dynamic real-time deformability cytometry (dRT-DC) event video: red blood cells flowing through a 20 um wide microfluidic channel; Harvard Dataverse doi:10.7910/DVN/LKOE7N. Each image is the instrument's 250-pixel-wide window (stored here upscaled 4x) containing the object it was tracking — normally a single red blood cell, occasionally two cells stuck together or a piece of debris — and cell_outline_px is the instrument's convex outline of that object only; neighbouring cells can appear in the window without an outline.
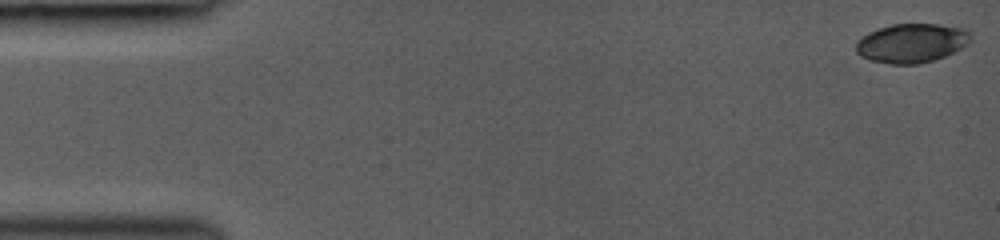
{"species": "common noctule bat (a hibernating species)", "species_latin": "Nyctalus noctula", "temperature_condition": "room temperature", "stored_images_in_passage": 45, "camera_frame_rate_fps": 3000, "um_per_image_px": 0.085, "animal": {"sex": "female", "body_mass_g": 19.0, "forearm_length_mm": 53.3}, "frame": {"image": 1, "passage_image": 1, "time_ms": 0.0, "image_size_px": [1000, 240], "cell_outline_px": [[972, 40], [968, 44], [944, 56], [932, 60], [916, 64], [888, 64], [872, 60], [860, 56], [856, 52], [856, 40], [868, 32], [892, 24], [936, 24], [964, 28], [972, 36]], "centroid_in_image_um": [77.47, 3.66], "position_along_channel_um": 7.5, "area_um2": 26.07}}
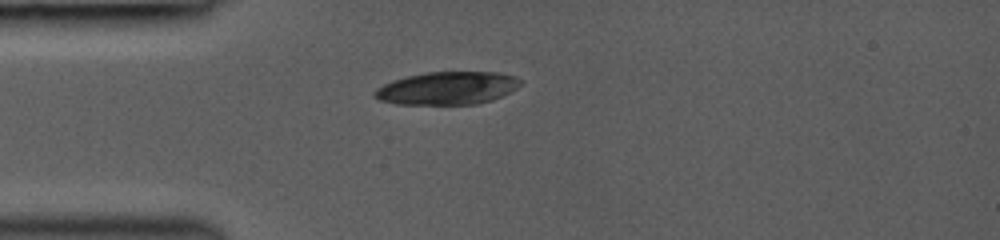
{"frame": {"image": 2, "passage_image": 13, "time_ms": 4.0, "image_size_px": [1000, 240], "cell_outline_px": [[524, 80], [512, 92], [492, 100], [476, 104], [396, 104], [380, 100], [372, 96], [372, 92], [376, 88], [392, 80], [424, 72], [500, 72], [516, 76]], "centroid_in_image_um": [38.04, 7.49], "position_along_channel_um": 47.0, "area_um2": 28.21}}
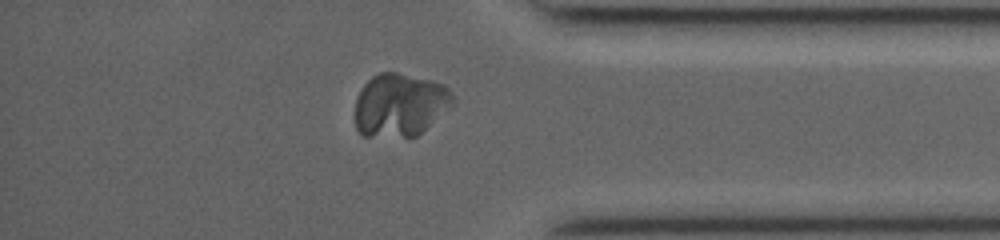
{"frame": {"image": 3, "passage_image": 39, "time_ms": 12.667, "image_size_px": [1000, 240], "cell_outline_px": [[456, 100], [452, 108], [416, 136], [360, 136], [356, 128], [356, 96], [360, 88], [372, 76], [380, 72], [396, 72], [432, 80], [444, 84], [452, 92]], "centroid_in_image_um": [34.02, 8.91], "position_along_channel_um": 401.2, "area_um2": 36.47}}